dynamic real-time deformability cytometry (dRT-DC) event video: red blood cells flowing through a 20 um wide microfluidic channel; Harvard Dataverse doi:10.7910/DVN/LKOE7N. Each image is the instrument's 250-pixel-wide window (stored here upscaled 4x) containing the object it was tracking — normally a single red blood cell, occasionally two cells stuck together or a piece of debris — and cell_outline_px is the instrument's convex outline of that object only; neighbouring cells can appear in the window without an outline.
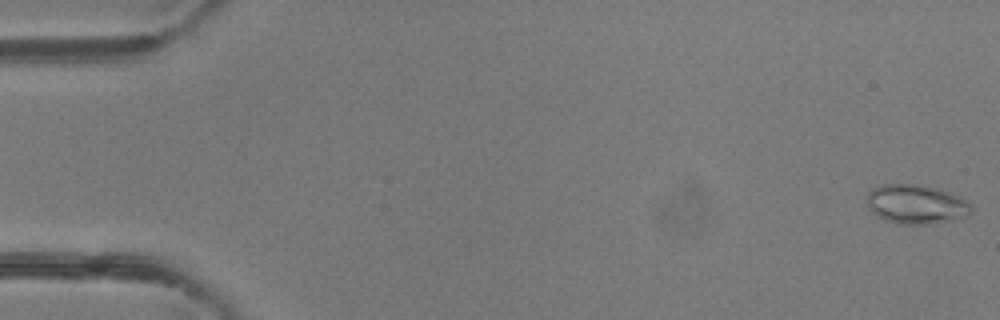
{"species": "common noctule bat (a hibernating species)", "species_latin": "Nyctalus noctula", "temperature_condition": "room temperature", "stored_images_in_passage": 48, "camera_frame_rate_fps": 3000, "um_per_image_px": 0.085, "animal": {"sex": "female"}, "frame": {"image": 1, "passage_image": 1, "time_ms": 0.0, "image_size_px": [1000, 320], "cell_outline_px": [[972, 212], [968, 216], [932, 224], [896, 224], [884, 220], [872, 212], [868, 204], [868, 192], [872, 188], [884, 184], [904, 184], [932, 188], [948, 192], [960, 196], [972, 208]], "centroid_in_image_um": [77.86, 17.39], "position_along_channel_um": 7.1, "area_um2": 23.52}}
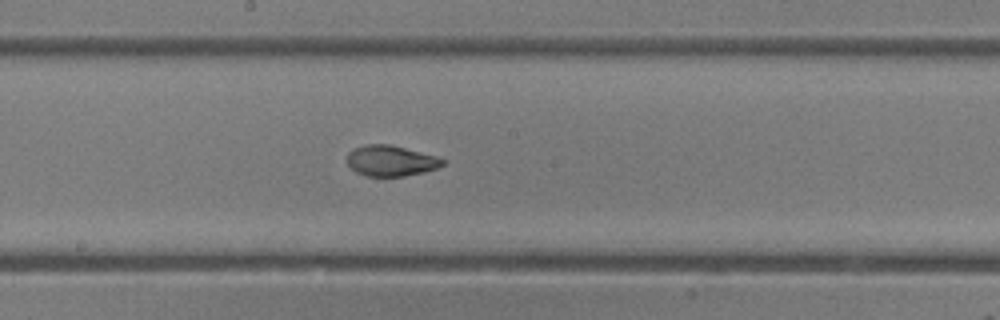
{"frame": {"image": 2, "passage_image": 26, "time_ms": 8.333, "image_size_px": [1000, 320], "cell_outline_px": [[448, 160], [444, 164], [436, 168], [424, 172], [404, 176], [368, 176], [356, 172], [348, 164], [348, 152], [352, 148], [368, 144], [388, 144], [436, 156]], "centroid_in_image_um": [33.23, 13.66], "position_along_channel_um": 215.0, "area_um2": 16.99}}
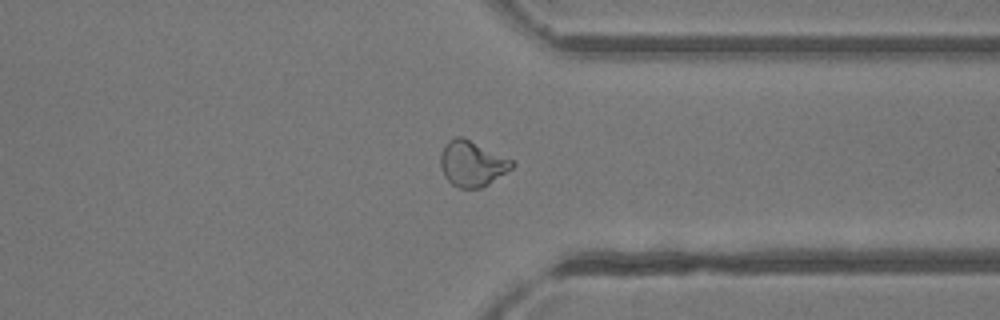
{"frame": {"image": 3, "passage_image": 37, "time_ms": 12.0, "image_size_px": [1000, 320], "cell_outline_px": [[516, 164], [512, 168], [488, 184], [480, 188], [460, 188], [452, 184], [444, 176], [440, 168], [440, 152], [444, 144], [448, 140], [456, 136], [464, 136], [512, 160]], "centroid_in_image_um": [40.09, 13.88], "position_along_channel_um": 371.3, "area_um2": 19.13}, "authors_computed_cell_mechanics": {"area_um2": 18.0625, "velocity_mm_per_s": 4.3292, "shape_relaxation_time_tau1_ms": 3.0313, "shape_relaxation_time_tau2_ms": 1.0242, "deformation_change_tau1": 0.1461, "deformation_change_tau2": 0.0509}}